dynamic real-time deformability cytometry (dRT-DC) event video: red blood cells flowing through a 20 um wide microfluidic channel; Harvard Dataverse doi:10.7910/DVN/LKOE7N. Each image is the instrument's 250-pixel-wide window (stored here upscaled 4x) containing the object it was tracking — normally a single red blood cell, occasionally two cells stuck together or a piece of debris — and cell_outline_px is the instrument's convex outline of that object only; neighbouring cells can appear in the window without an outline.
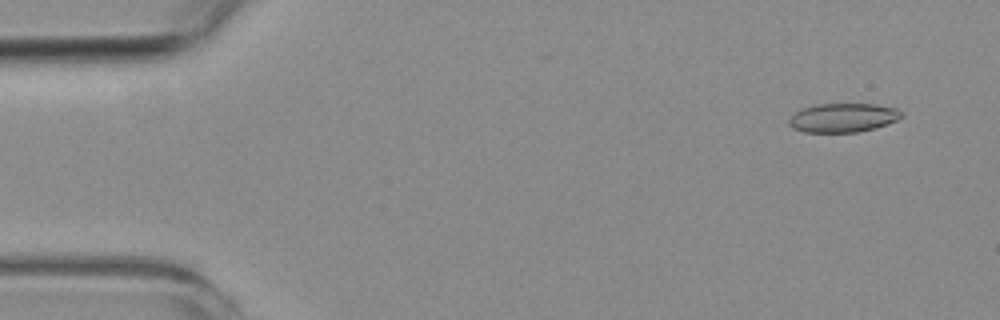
{"species": "common noctule bat (a hibernating species)", "species_latin": "Nyctalus noctula", "temperature_condition": "room temperature", "stored_images_in_passage": 5, "camera_frame_rate_fps": 3000, "um_per_image_px": 0.085, "animal": {"sex": "female", "body_mass_g": 19.3, "forearm_length_mm": 54.1}, "frame": {"image": 1, "passage_image": 2, "time_ms": 1.0, "image_size_px": [1000, 320], "cell_outline_px": [[904, 116], [896, 120], [876, 128], [856, 132], [804, 132], [792, 128], [788, 124], [788, 120], [800, 108], [816, 104], [876, 104], [896, 108], [904, 112]], "centroid_in_image_um": [71.66, 10.0], "position_along_channel_um": 13.3, "area_um2": 19.13}}
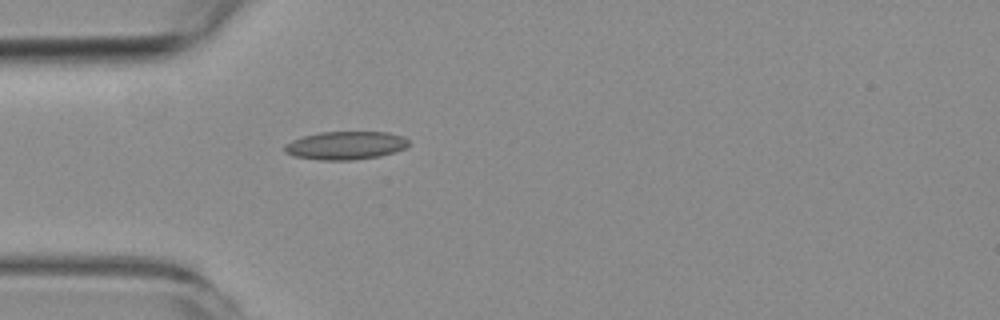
{"frame": {"image": 2, "passage_image": 5, "time_ms": 5.0, "image_size_px": [1000, 320], "cell_outline_px": [[408, 144], [404, 148], [396, 152], [380, 156], [352, 160], [320, 160], [296, 156], [284, 152], [284, 144], [292, 140], [304, 136], [320, 132], [388, 132], [404, 136], [408, 140]], "centroid_in_image_um": [29.38, 12.36], "position_along_channel_um": 55.6, "area_um2": 20.4}}